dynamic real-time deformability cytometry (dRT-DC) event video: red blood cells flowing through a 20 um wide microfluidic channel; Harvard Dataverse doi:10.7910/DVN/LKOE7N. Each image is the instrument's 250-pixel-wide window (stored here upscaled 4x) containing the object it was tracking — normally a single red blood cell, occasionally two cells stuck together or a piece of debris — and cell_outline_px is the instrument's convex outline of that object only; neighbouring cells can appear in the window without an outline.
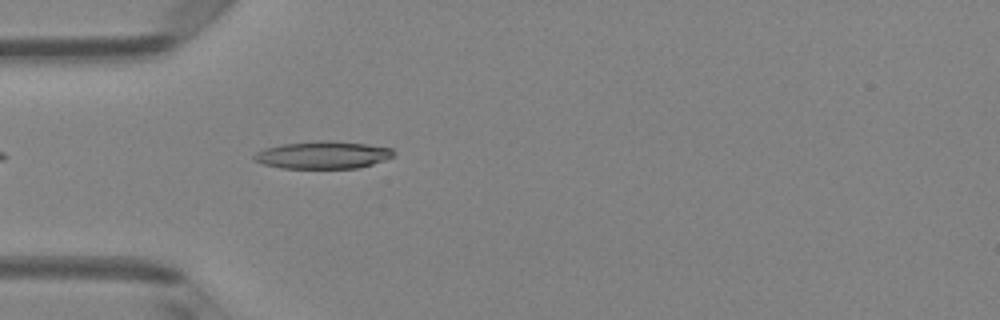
{"species": "Egyptian fruit bat (a non-hibernating species)", "species_latin": "Rousettus aegyptiacus", "temperature_condition": "room temperature", "stored_images_in_passage": 1, "camera_frame_rate_fps": 3000, "um_per_image_px": 0.085, "animal": {"sex": "female"}, "frame": {"image": 1, "passage_image": 1, "time_ms": 0.0, "image_size_px": [1000, 320], "cell_outline_px": [[396, 152], [392, 156], [384, 160], [360, 168], [280, 168], [264, 164], [252, 160], [252, 156], [256, 152], [264, 148], [284, 144], [320, 140], [328, 140], [364, 144], [392, 148]], "centroid_in_image_um": [27.42, 13.17], "position_along_channel_um": 57.6, "area_um2": 22.31}}